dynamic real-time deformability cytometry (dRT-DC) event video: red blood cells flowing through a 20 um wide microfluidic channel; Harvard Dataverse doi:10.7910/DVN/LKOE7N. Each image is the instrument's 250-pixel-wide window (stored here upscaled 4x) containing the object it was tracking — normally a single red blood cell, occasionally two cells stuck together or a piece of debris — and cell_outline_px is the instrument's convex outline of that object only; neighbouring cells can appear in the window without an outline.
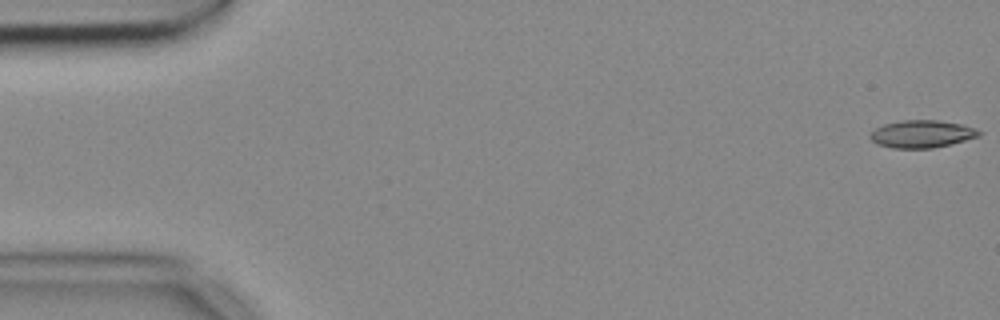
{"species": "common noctule bat (a hibernating species)", "species_latin": "Nyctalus noctula", "temperature_condition": "cold", "stored_images_in_passage": 54, "camera_frame_rate_fps": 3000, "um_per_image_px": 0.085, "animal": {"sex": "female", "body_mass_g": 18.4}, "frame": {"image": 1, "passage_image": 1, "time_ms": 0.0, "image_size_px": [1000, 320], "cell_outline_px": [[984, 132], [980, 136], [932, 148], [892, 148], [876, 144], [868, 136], [876, 128], [884, 124], [900, 120], [940, 120], [964, 124], [976, 128]], "centroid_in_image_um": [78.38, 11.37], "position_along_channel_um": 6.6, "area_um2": 17.57}}
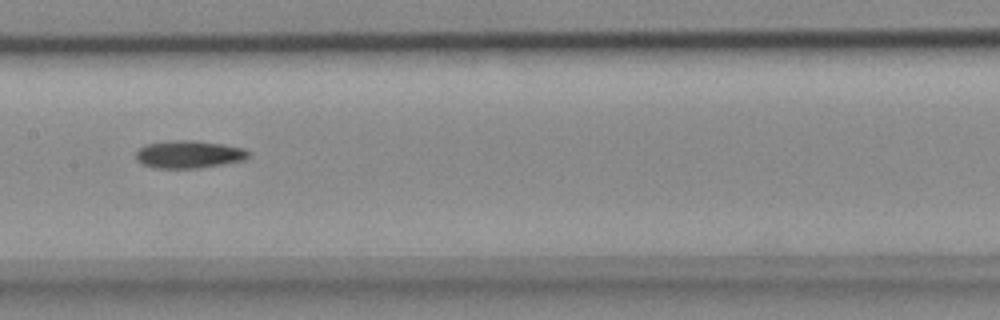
{"frame": {"image": 2, "passage_image": 27, "time_ms": 8.667, "image_size_px": [1000, 320], "cell_outline_px": [[252, 152], [244, 160], [224, 164], [200, 168], [152, 168], [136, 160], [136, 152], [144, 144], [168, 140], [196, 140], [244, 148]], "centroid_in_image_um": [16.05, 13.11], "position_along_channel_um": 191.4, "area_um2": 18.32}}
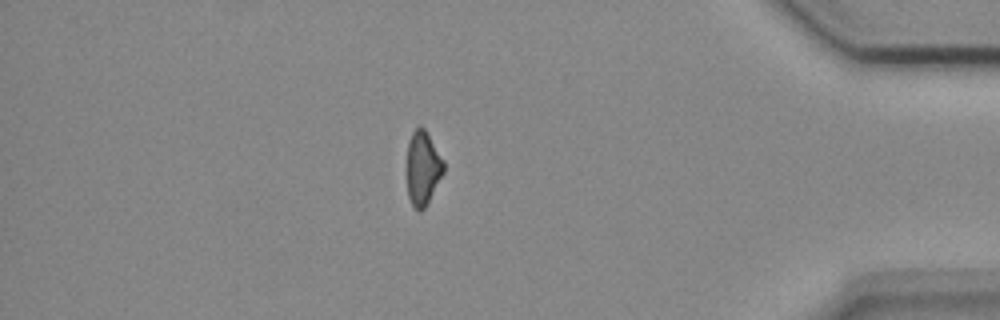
{"frame": {"image": 3, "passage_image": 47, "time_ms": 15.333, "image_size_px": [1000, 320], "cell_outline_px": [[444, 172], [424, 208], [420, 212], [412, 204], [408, 196], [404, 168], [408, 140], [416, 124], [420, 124], [424, 128], [444, 160]], "centroid_in_image_um": [35.88, 14.23], "position_along_channel_um": 399.3, "area_um2": 16.47}}